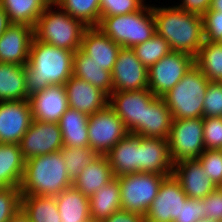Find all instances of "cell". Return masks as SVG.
<instances>
[{"instance_id":"cell-37","label":"cell","mask_w":222,"mask_h":222,"mask_svg":"<svg viewBox=\"0 0 222 222\" xmlns=\"http://www.w3.org/2000/svg\"><path fill=\"white\" fill-rule=\"evenodd\" d=\"M20 187H0V222H9L21 210Z\"/></svg>"},{"instance_id":"cell-34","label":"cell","mask_w":222,"mask_h":222,"mask_svg":"<svg viewBox=\"0 0 222 222\" xmlns=\"http://www.w3.org/2000/svg\"><path fill=\"white\" fill-rule=\"evenodd\" d=\"M73 18L87 27H97L100 22V0H53Z\"/></svg>"},{"instance_id":"cell-15","label":"cell","mask_w":222,"mask_h":222,"mask_svg":"<svg viewBox=\"0 0 222 222\" xmlns=\"http://www.w3.org/2000/svg\"><path fill=\"white\" fill-rule=\"evenodd\" d=\"M28 99L0 102V143L20 144L32 123Z\"/></svg>"},{"instance_id":"cell-45","label":"cell","mask_w":222,"mask_h":222,"mask_svg":"<svg viewBox=\"0 0 222 222\" xmlns=\"http://www.w3.org/2000/svg\"><path fill=\"white\" fill-rule=\"evenodd\" d=\"M212 0H181L177 7L183 11L196 13L203 16L210 8Z\"/></svg>"},{"instance_id":"cell-24","label":"cell","mask_w":222,"mask_h":222,"mask_svg":"<svg viewBox=\"0 0 222 222\" xmlns=\"http://www.w3.org/2000/svg\"><path fill=\"white\" fill-rule=\"evenodd\" d=\"M114 177L106 155H97L73 180V186L90 198Z\"/></svg>"},{"instance_id":"cell-27","label":"cell","mask_w":222,"mask_h":222,"mask_svg":"<svg viewBox=\"0 0 222 222\" xmlns=\"http://www.w3.org/2000/svg\"><path fill=\"white\" fill-rule=\"evenodd\" d=\"M92 222H101L121 210L120 182L115 177L89 198Z\"/></svg>"},{"instance_id":"cell-19","label":"cell","mask_w":222,"mask_h":222,"mask_svg":"<svg viewBox=\"0 0 222 222\" xmlns=\"http://www.w3.org/2000/svg\"><path fill=\"white\" fill-rule=\"evenodd\" d=\"M70 108L94 114L108 105V96L92 84L72 75L65 83Z\"/></svg>"},{"instance_id":"cell-17","label":"cell","mask_w":222,"mask_h":222,"mask_svg":"<svg viewBox=\"0 0 222 222\" xmlns=\"http://www.w3.org/2000/svg\"><path fill=\"white\" fill-rule=\"evenodd\" d=\"M172 174L190 199H203L218 188L197 159L174 164Z\"/></svg>"},{"instance_id":"cell-12","label":"cell","mask_w":222,"mask_h":222,"mask_svg":"<svg viewBox=\"0 0 222 222\" xmlns=\"http://www.w3.org/2000/svg\"><path fill=\"white\" fill-rule=\"evenodd\" d=\"M187 198L173 174L167 176L144 216L145 222H174L180 218L182 205H185Z\"/></svg>"},{"instance_id":"cell-47","label":"cell","mask_w":222,"mask_h":222,"mask_svg":"<svg viewBox=\"0 0 222 222\" xmlns=\"http://www.w3.org/2000/svg\"><path fill=\"white\" fill-rule=\"evenodd\" d=\"M11 25L8 15L4 8L0 5V37L4 34L7 28Z\"/></svg>"},{"instance_id":"cell-2","label":"cell","mask_w":222,"mask_h":222,"mask_svg":"<svg viewBox=\"0 0 222 222\" xmlns=\"http://www.w3.org/2000/svg\"><path fill=\"white\" fill-rule=\"evenodd\" d=\"M152 13L156 33L169 43L171 50L196 57L205 41L202 16L183 11L177 5L173 7L154 5Z\"/></svg>"},{"instance_id":"cell-20","label":"cell","mask_w":222,"mask_h":222,"mask_svg":"<svg viewBox=\"0 0 222 222\" xmlns=\"http://www.w3.org/2000/svg\"><path fill=\"white\" fill-rule=\"evenodd\" d=\"M120 49L98 27H87L83 32L80 50L107 71H112Z\"/></svg>"},{"instance_id":"cell-36","label":"cell","mask_w":222,"mask_h":222,"mask_svg":"<svg viewBox=\"0 0 222 222\" xmlns=\"http://www.w3.org/2000/svg\"><path fill=\"white\" fill-rule=\"evenodd\" d=\"M68 175L73 181L78 173L84 169L98 154L89 146L61 148Z\"/></svg>"},{"instance_id":"cell-4","label":"cell","mask_w":222,"mask_h":222,"mask_svg":"<svg viewBox=\"0 0 222 222\" xmlns=\"http://www.w3.org/2000/svg\"><path fill=\"white\" fill-rule=\"evenodd\" d=\"M54 6L55 3L50 2L37 19L33 27L34 38L40 42L75 52L80 49L82 35L87 26L60 7L57 11L53 10Z\"/></svg>"},{"instance_id":"cell-8","label":"cell","mask_w":222,"mask_h":222,"mask_svg":"<svg viewBox=\"0 0 222 222\" xmlns=\"http://www.w3.org/2000/svg\"><path fill=\"white\" fill-rule=\"evenodd\" d=\"M203 133V118L172 121L168 145L173 164L196 160L202 154L205 150Z\"/></svg>"},{"instance_id":"cell-29","label":"cell","mask_w":222,"mask_h":222,"mask_svg":"<svg viewBox=\"0 0 222 222\" xmlns=\"http://www.w3.org/2000/svg\"><path fill=\"white\" fill-rule=\"evenodd\" d=\"M24 167L20 145L0 143V187H20Z\"/></svg>"},{"instance_id":"cell-39","label":"cell","mask_w":222,"mask_h":222,"mask_svg":"<svg viewBox=\"0 0 222 222\" xmlns=\"http://www.w3.org/2000/svg\"><path fill=\"white\" fill-rule=\"evenodd\" d=\"M145 0H100V17L126 15L139 11Z\"/></svg>"},{"instance_id":"cell-44","label":"cell","mask_w":222,"mask_h":222,"mask_svg":"<svg viewBox=\"0 0 222 222\" xmlns=\"http://www.w3.org/2000/svg\"><path fill=\"white\" fill-rule=\"evenodd\" d=\"M203 199L185 200V205H182L180 211V218L175 219L174 222H197L203 218Z\"/></svg>"},{"instance_id":"cell-42","label":"cell","mask_w":222,"mask_h":222,"mask_svg":"<svg viewBox=\"0 0 222 222\" xmlns=\"http://www.w3.org/2000/svg\"><path fill=\"white\" fill-rule=\"evenodd\" d=\"M202 18L205 41L220 42L222 39V12L207 11Z\"/></svg>"},{"instance_id":"cell-35","label":"cell","mask_w":222,"mask_h":222,"mask_svg":"<svg viewBox=\"0 0 222 222\" xmlns=\"http://www.w3.org/2000/svg\"><path fill=\"white\" fill-rule=\"evenodd\" d=\"M132 49L136 53L139 61L147 69L172 51L169 43L157 33L142 44L134 46Z\"/></svg>"},{"instance_id":"cell-38","label":"cell","mask_w":222,"mask_h":222,"mask_svg":"<svg viewBox=\"0 0 222 222\" xmlns=\"http://www.w3.org/2000/svg\"><path fill=\"white\" fill-rule=\"evenodd\" d=\"M197 160L213 183L222 187V150L205 149Z\"/></svg>"},{"instance_id":"cell-18","label":"cell","mask_w":222,"mask_h":222,"mask_svg":"<svg viewBox=\"0 0 222 222\" xmlns=\"http://www.w3.org/2000/svg\"><path fill=\"white\" fill-rule=\"evenodd\" d=\"M33 37V27L11 24L0 37V63L26 65Z\"/></svg>"},{"instance_id":"cell-10","label":"cell","mask_w":222,"mask_h":222,"mask_svg":"<svg viewBox=\"0 0 222 222\" xmlns=\"http://www.w3.org/2000/svg\"><path fill=\"white\" fill-rule=\"evenodd\" d=\"M87 128L89 147L98 155H106L129 134L123 121L108 105L89 115Z\"/></svg>"},{"instance_id":"cell-26","label":"cell","mask_w":222,"mask_h":222,"mask_svg":"<svg viewBox=\"0 0 222 222\" xmlns=\"http://www.w3.org/2000/svg\"><path fill=\"white\" fill-rule=\"evenodd\" d=\"M73 75L97 87L107 96L113 92L111 72L100 67L80 49L73 55Z\"/></svg>"},{"instance_id":"cell-23","label":"cell","mask_w":222,"mask_h":222,"mask_svg":"<svg viewBox=\"0 0 222 222\" xmlns=\"http://www.w3.org/2000/svg\"><path fill=\"white\" fill-rule=\"evenodd\" d=\"M173 117L161 97H155L145 108L144 123L132 134L168 140Z\"/></svg>"},{"instance_id":"cell-3","label":"cell","mask_w":222,"mask_h":222,"mask_svg":"<svg viewBox=\"0 0 222 222\" xmlns=\"http://www.w3.org/2000/svg\"><path fill=\"white\" fill-rule=\"evenodd\" d=\"M61 150L25 161L22 195L55 197L72 186Z\"/></svg>"},{"instance_id":"cell-11","label":"cell","mask_w":222,"mask_h":222,"mask_svg":"<svg viewBox=\"0 0 222 222\" xmlns=\"http://www.w3.org/2000/svg\"><path fill=\"white\" fill-rule=\"evenodd\" d=\"M149 89L117 91L108 96V106L123 121L129 133L144 123L145 108L155 98Z\"/></svg>"},{"instance_id":"cell-31","label":"cell","mask_w":222,"mask_h":222,"mask_svg":"<svg viewBox=\"0 0 222 222\" xmlns=\"http://www.w3.org/2000/svg\"><path fill=\"white\" fill-rule=\"evenodd\" d=\"M53 0H0L11 24H24L31 27L42 15L46 6Z\"/></svg>"},{"instance_id":"cell-13","label":"cell","mask_w":222,"mask_h":222,"mask_svg":"<svg viewBox=\"0 0 222 222\" xmlns=\"http://www.w3.org/2000/svg\"><path fill=\"white\" fill-rule=\"evenodd\" d=\"M19 145L25 161L60 151L63 140L59 124L33 120Z\"/></svg>"},{"instance_id":"cell-25","label":"cell","mask_w":222,"mask_h":222,"mask_svg":"<svg viewBox=\"0 0 222 222\" xmlns=\"http://www.w3.org/2000/svg\"><path fill=\"white\" fill-rule=\"evenodd\" d=\"M61 222H91L90 201L73 185L55 196Z\"/></svg>"},{"instance_id":"cell-6","label":"cell","mask_w":222,"mask_h":222,"mask_svg":"<svg viewBox=\"0 0 222 222\" xmlns=\"http://www.w3.org/2000/svg\"><path fill=\"white\" fill-rule=\"evenodd\" d=\"M97 27L123 48L142 44L156 33L152 6L147 4L134 13L100 17Z\"/></svg>"},{"instance_id":"cell-48","label":"cell","mask_w":222,"mask_h":222,"mask_svg":"<svg viewBox=\"0 0 222 222\" xmlns=\"http://www.w3.org/2000/svg\"><path fill=\"white\" fill-rule=\"evenodd\" d=\"M9 222H30L28 217L20 210L15 216H13Z\"/></svg>"},{"instance_id":"cell-49","label":"cell","mask_w":222,"mask_h":222,"mask_svg":"<svg viewBox=\"0 0 222 222\" xmlns=\"http://www.w3.org/2000/svg\"><path fill=\"white\" fill-rule=\"evenodd\" d=\"M208 11L222 12V0H212Z\"/></svg>"},{"instance_id":"cell-14","label":"cell","mask_w":222,"mask_h":222,"mask_svg":"<svg viewBox=\"0 0 222 222\" xmlns=\"http://www.w3.org/2000/svg\"><path fill=\"white\" fill-rule=\"evenodd\" d=\"M111 76L113 92L148 89V69L132 48L121 47Z\"/></svg>"},{"instance_id":"cell-22","label":"cell","mask_w":222,"mask_h":222,"mask_svg":"<svg viewBox=\"0 0 222 222\" xmlns=\"http://www.w3.org/2000/svg\"><path fill=\"white\" fill-rule=\"evenodd\" d=\"M140 149L141 136L129 133L106 154L114 177L140 172Z\"/></svg>"},{"instance_id":"cell-33","label":"cell","mask_w":222,"mask_h":222,"mask_svg":"<svg viewBox=\"0 0 222 222\" xmlns=\"http://www.w3.org/2000/svg\"><path fill=\"white\" fill-rule=\"evenodd\" d=\"M195 65L210 82H222V44L204 41L195 57Z\"/></svg>"},{"instance_id":"cell-5","label":"cell","mask_w":222,"mask_h":222,"mask_svg":"<svg viewBox=\"0 0 222 222\" xmlns=\"http://www.w3.org/2000/svg\"><path fill=\"white\" fill-rule=\"evenodd\" d=\"M209 80L194 64L184 77L161 98L173 120L203 118L204 99Z\"/></svg>"},{"instance_id":"cell-1","label":"cell","mask_w":222,"mask_h":222,"mask_svg":"<svg viewBox=\"0 0 222 222\" xmlns=\"http://www.w3.org/2000/svg\"><path fill=\"white\" fill-rule=\"evenodd\" d=\"M73 55V51L33 37L25 65L26 95L30 97L50 85H65L73 75Z\"/></svg>"},{"instance_id":"cell-40","label":"cell","mask_w":222,"mask_h":222,"mask_svg":"<svg viewBox=\"0 0 222 222\" xmlns=\"http://www.w3.org/2000/svg\"><path fill=\"white\" fill-rule=\"evenodd\" d=\"M207 117H222V82L208 83L203 106V118Z\"/></svg>"},{"instance_id":"cell-43","label":"cell","mask_w":222,"mask_h":222,"mask_svg":"<svg viewBox=\"0 0 222 222\" xmlns=\"http://www.w3.org/2000/svg\"><path fill=\"white\" fill-rule=\"evenodd\" d=\"M203 218L222 222V187H218L203 198Z\"/></svg>"},{"instance_id":"cell-28","label":"cell","mask_w":222,"mask_h":222,"mask_svg":"<svg viewBox=\"0 0 222 222\" xmlns=\"http://www.w3.org/2000/svg\"><path fill=\"white\" fill-rule=\"evenodd\" d=\"M88 118V114L70 107L65 111L58 122L62 133L63 146H89Z\"/></svg>"},{"instance_id":"cell-41","label":"cell","mask_w":222,"mask_h":222,"mask_svg":"<svg viewBox=\"0 0 222 222\" xmlns=\"http://www.w3.org/2000/svg\"><path fill=\"white\" fill-rule=\"evenodd\" d=\"M205 149L222 150V117L203 118Z\"/></svg>"},{"instance_id":"cell-7","label":"cell","mask_w":222,"mask_h":222,"mask_svg":"<svg viewBox=\"0 0 222 222\" xmlns=\"http://www.w3.org/2000/svg\"><path fill=\"white\" fill-rule=\"evenodd\" d=\"M166 177L145 172L116 177L120 182L121 209L145 216Z\"/></svg>"},{"instance_id":"cell-16","label":"cell","mask_w":222,"mask_h":222,"mask_svg":"<svg viewBox=\"0 0 222 222\" xmlns=\"http://www.w3.org/2000/svg\"><path fill=\"white\" fill-rule=\"evenodd\" d=\"M28 100L32 118L36 121L58 123L69 108L64 85H50L44 90L31 95Z\"/></svg>"},{"instance_id":"cell-9","label":"cell","mask_w":222,"mask_h":222,"mask_svg":"<svg viewBox=\"0 0 222 222\" xmlns=\"http://www.w3.org/2000/svg\"><path fill=\"white\" fill-rule=\"evenodd\" d=\"M195 64V57L171 51L148 69V89L156 97L170 91Z\"/></svg>"},{"instance_id":"cell-30","label":"cell","mask_w":222,"mask_h":222,"mask_svg":"<svg viewBox=\"0 0 222 222\" xmlns=\"http://www.w3.org/2000/svg\"><path fill=\"white\" fill-rule=\"evenodd\" d=\"M28 98L25 65L0 63V102Z\"/></svg>"},{"instance_id":"cell-46","label":"cell","mask_w":222,"mask_h":222,"mask_svg":"<svg viewBox=\"0 0 222 222\" xmlns=\"http://www.w3.org/2000/svg\"><path fill=\"white\" fill-rule=\"evenodd\" d=\"M101 222H145V219L144 216L140 214L121 209L112 213L108 218Z\"/></svg>"},{"instance_id":"cell-21","label":"cell","mask_w":222,"mask_h":222,"mask_svg":"<svg viewBox=\"0 0 222 222\" xmlns=\"http://www.w3.org/2000/svg\"><path fill=\"white\" fill-rule=\"evenodd\" d=\"M173 166L168 140L141 136L140 172L170 176Z\"/></svg>"},{"instance_id":"cell-32","label":"cell","mask_w":222,"mask_h":222,"mask_svg":"<svg viewBox=\"0 0 222 222\" xmlns=\"http://www.w3.org/2000/svg\"><path fill=\"white\" fill-rule=\"evenodd\" d=\"M21 210L30 222H61L55 197L22 195Z\"/></svg>"},{"instance_id":"cell-50","label":"cell","mask_w":222,"mask_h":222,"mask_svg":"<svg viewBox=\"0 0 222 222\" xmlns=\"http://www.w3.org/2000/svg\"><path fill=\"white\" fill-rule=\"evenodd\" d=\"M197 222H218V221L213 220V219H209L207 217H204V218H202L201 220H199Z\"/></svg>"}]
</instances>
